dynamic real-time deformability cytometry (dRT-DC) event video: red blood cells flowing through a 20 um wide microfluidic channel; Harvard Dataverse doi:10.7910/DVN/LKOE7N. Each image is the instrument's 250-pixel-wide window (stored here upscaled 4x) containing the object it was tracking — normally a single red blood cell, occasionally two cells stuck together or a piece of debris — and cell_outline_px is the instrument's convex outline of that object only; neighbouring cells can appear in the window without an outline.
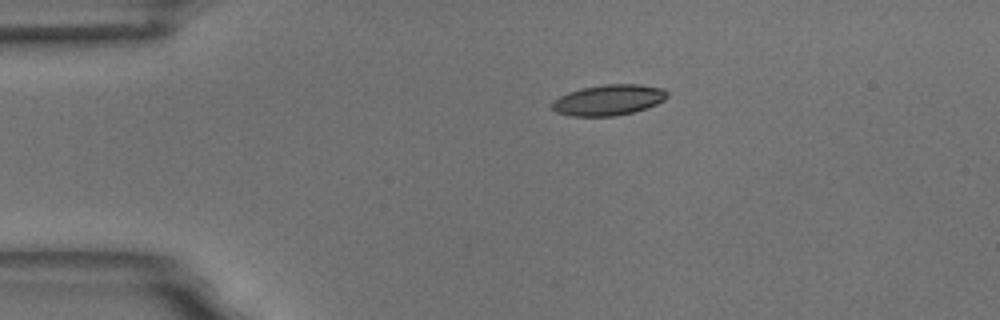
{"species": "common noctule bat (a hibernating species)", "species_latin": "Nyctalus noctula", "temperature_condition": "room temperature", "stored_images_in_passage": 48, "camera_frame_rate_fps": 3000, "um_per_image_px": 0.085, "animal": {"sex": "male", "body_mass_g": 18.8}, "frame": {"image": 1, "passage_image": 1, "time_ms": 0.0, "image_size_px": [1000, 320], "cell_outline_px": [[668, 96], [664, 100], [656, 104], [632, 112], [616, 116], [572, 116], [556, 112], [552, 108], [552, 100], [568, 92], [580, 88], [604, 84], [640, 84], [664, 88], [668, 92]], "centroid_in_image_um": [51.72, 8.49], "position_along_channel_um": 33.3, "area_um2": 20.69}}
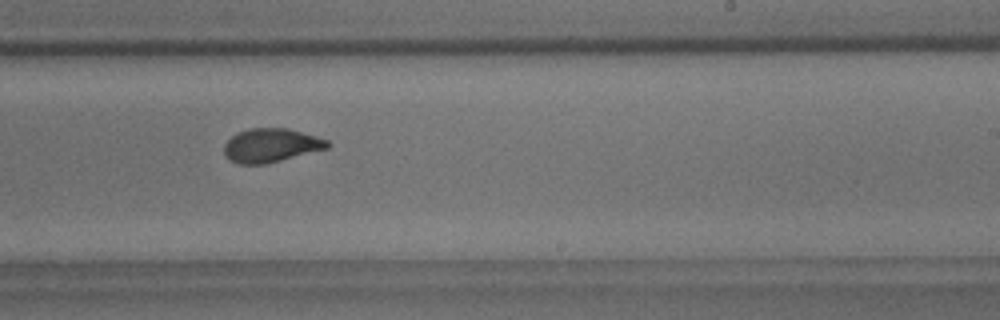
{"frame": {"image": 2, "passage_image": 25, "time_ms": 8.0, "image_size_px": [1000, 320], "cell_outline_px": [[332, 144], [328, 148], [264, 164], [240, 164], [232, 160], [224, 152], [224, 144], [232, 136], [240, 132], [252, 128], [288, 128], [316, 136], [328, 140]], "centroid_in_image_um": [23.07, 12.34], "position_along_channel_um": 265.9, "area_um2": 20.0}}
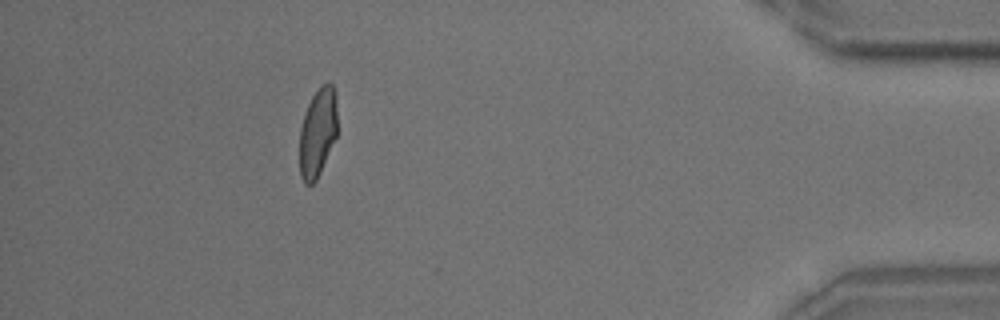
{"frame": {"image": 3, "passage_image": 42, "time_ms": 13.667, "image_size_px": [1000, 320], "cell_outline_px": [[336, 136], [320, 172], [316, 180], [312, 184], [304, 184], [300, 176], [300, 128], [308, 104], [312, 96], [320, 84], [328, 80], [332, 84], [336, 92]], "centroid_in_image_um": [27.0, 11.21], "position_along_channel_um": 408.2, "area_um2": 19.54}, "authors_computed_cell_mechanics": {"area_um2": 20.6635, "velocity_mm_per_s": 3.4362, "shape_relaxation_time_tau1_ms": 4.5321, "shape_relaxation_time_tau2_ms": 1.2103, "deformation_change_tau1": 0.1553, "deformation_change_tau2": 0.0646}}